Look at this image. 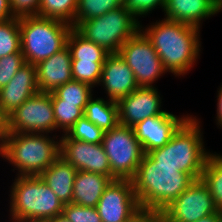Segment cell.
<instances>
[{"label": "cell", "instance_id": "cell-1", "mask_svg": "<svg viewBox=\"0 0 222 222\" xmlns=\"http://www.w3.org/2000/svg\"><path fill=\"white\" fill-rule=\"evenodd\" d=\"M140 30L151 41L164 68L173 75L184 76L194 67L201 51L200 28L162 19Z\"/></svg>", "mask_w": 222, "mask_h": 222}, {"label": "cell", "instance_id": "cell-2", "mask_svg": "<svg viewBox=\"0 0 222 222\" xmlns=\"http://www.w3.org/2000/svg\"><path fill=\"white\" fill-rule=\"evenodd\" d=\"M131 181L140 209L148 213H161L194 182L176 166L157 165L148 154Z\"/></svg>", "mask_w": 222, "mask_h": 222}, {"label": "cell", "instance_id": "cell-3", "mask_svg": "<svg viewBox=\"0 0 222 222\" xmlns=\"http://www.w3.org/2000/svg\"><path fill=\"white\" fill-rule=\"evenodd\" d=\"M200 122L196 116H191L166 145L147 154L157 165L176 166L194 181L199 180L206 160L212 154L204 148Z\"/></svg>", "mask_w": 222, "mask_h": 222}, {"label": "cell", "instance_id": "cell-4", "mask_svg": "<svg viewBox=\"0 0 222 222\" xmlns=\"http://www.w3.org/2000/svg\"><path fill=\"white\" fill-rule=\"evenodd\" d=\"M48 135L9 133L0 155L18 170L16 176H39L60 157V138Z\"/></svg>", "mask_w": 222, "mask_h": 222}, {"label": "cell", "instance_id": "cell-5", "mask_svg": "<svg viewBox=\"0 0 222 222\" xmlns=\"http://www.w3.org/2000/svg\"><path fill=\"white\" fill-rule=\"evenodd\" d=\"M10 220L45 222L62 214L64 204L40 176H17L10 189Z\"/></svg>", "mask_w": 222, "mask_h": 222}, {"label": "cell", "instance_id": "cell-6", "mask_svg": "<svg viewBox=\"0 0 222 222\" xmlns=\"http://www.w3.org/2000/svg\"><path fill=\"white\" fill-rule=\"evenodd\" d=\"M72 25L40 16L19 18L21 52L25 62L36 65L67 46Z\"/></svg>", "mask_w": 222, "mask_h": 222}, {"label": "cell", "instance_id": "cell-7", "mask_svg": "<svg viewBox=\"0 0 222 222\" xmlns=\"http://www.w3.org/2000/svg\"><path fill=\"white\" fill-rule=\"evenodd\" d=\"M140 22L124 6L100 17L81 21L75 29L87 40L118 53L124 43L140 30Z\"/></svg>", "mask_w": 222, "mask_h": 222}, {"label": "cell", "instance_id": "cell-8", "mask_svg": "<svg viewBox=\"0 0 222 222\" xmlns=\"http://www.w3.org/2000/svg\"><path fill=\"white\" fill-rule=\"evenodd\" d=\"M102 145L109 160L111 174L116 179L131 180L144 155L133 127L118 123L113 129L104 132Z\"/></svg>", "mask_w": 222, "mask_h": 222}, {"label": "cell", "instance_id": "cell-9", "mask_svg": "<svg viewBox=\"0 0 222 222\" xmlns=\"http://www.w3.org/2000/svg\"><path fill=\"white\" fill-rule=\"evenodd\" d=\"M118 53L133 71L139 87H153L152 84L168 72L151 41L141 30L124 43Z\"/></svg>", "mask_w": 222, "mask_h": 222}, {"label": "cell", "instance_id": "cell-10", "mask_svg": "<svg viewBox=\"0 0 222 222\" xmlns=\"http://www.w3.org/2000/svg\"><path fill=\"white\" fill-rule=\"evenodd\" d=\"M9 133L56 131L51 93H37L8 115Z\"/></svg>", "mask_w": 222, "mask_h": 222}, {"label": "cell", "instance_id": "cell-11", "mask_svg": "<svg viewBox=\"0 0 222 222\" xmlns=\"http://www.w3.org/2000/svg\"><path fill=\"white\" fill-rule=\"evenodd\" d=\"M96 209L102 222H134L143 213L128 179L112 180Z\"/></svg>", "mask_w": 222, "mask_h": 222}, {"label": "cell", "instance_id": "cell-12", "mask_svg": "<svg viewBox=\"0 0 222 222\" xmlns=\"http://www.w3.org/2000/svg\"><path fill=\"white\" fill-rule=\"evenodd\" d=\"M208 187L201 179L195 180L178 196L161 215L165 222H196L211 214L218 213Z\"/></svg>", "mask_w": 222, "mask_h": 222}, {"label": "cell", "instance_id": "cell-13", "mask_svg": "<svg viewBox=\"0 0 222 222\" xmlns=\"http://www.w3.org/2000/svg\"><path fill=\"white\" fill-rule=\"evenodd\" d=\"M60 156L77 171L106 175L112 180L108 157L102 143L92 144L71 139L67 134L60 137Z\"/></svg>", "mask_w": 222, "mask_h": 222}, {"label": "cell", "instance_id": "cell-14", "mask_svg": "<svg viewBox=\"0 0 222 222\" xmlns=\"http://www.w3.org/2000/svg\"><path fill=\"white\" fill-rule=\"evenodd\" d=\"M158 89L153 87H138L126 97L117 102L118 121L120 124L134 127L146 118L163 114L162 99Z\"/></svg>", "mask_w": 222, "mask_h": 222}, {"label": "cell", "instance_id": "cell-15", "mask_svg": "<svg viewBox=\"0 0 222 222\" xmlns=\"http://www.w3.org/2000/svg\"><path fill=\"white\" fill-rule=\"evenodd\" d=\"M191 116L187 114L186 116L178 117L172 112L165 111L161 115L149 117L138 122L133 129L144 154L166 145Z\"/></svg>", "mask_w": 222, "mask_h": 222}, {"label": "cell", "instance_id": "cell-16", "mask_svg": "<svg viewBox=\"0 0 222 222\" xmlns=\"http://www.w3.org/2000/svg\"><path fill=\"white\" fill-rule=\"evenodd\" d=\"M99 85L105 89L108 100L118 102L139 86L133 71L119 53H110L102 67Z\"/></svg>", "mask_w": 222, "mask_h": 222}, {"label": "cell", "instance_id": "cell-17", "mask_svg": "<svg viewBox=\"0 0 222 222\" xmlns=\"http://www.w3.org/2000/svg\"><path fill=\"white\" fill-rule=\"evenodd\" d=\"M39 93L35 65L25 63L0 89V108L8 116L27 99Z\"/></svg>", "mask_w": 222, "mask_h": 222}, {"label": "cell", "instance_id": "cell-18", "mask_svg": "<svg viewBox=\"0 0 222 222\" xmlns=\"http://www.w3.org/2000/svg\"><path fill=\"white\" fill-rule=\"evenodd\" d=\"M165 19L201 28L204 19L222 11V0H166Z\"/></svg>", "mask_w": 222, "mask_h": 222}, {"label": "cell", "instance_id": "cell-19", "mask_svg": "<svg viewBox=\"0 0 222 222\" xmlns=\"http://www.w3.org/2000/svg\"><path fill=\"white\" fill-rule=\"evenodd\" d=\"M40 93L54 92L59 86L73 80L72 58L66 46L35 65Z\"/></svg>", "mask_w": 222, "mask_h": 222}, {"label": "cell", "instance_id": "cell-20", "mask_svg": "<svg viewBox=\"0 0 222 222\" xmlns=\"http://www.w3.org/2000/svg\"><path fill=\"white\" fill-rule=\"evenodd\" d=\"M77 170L61 156L39 176L63 204L73 198L74 178Z\"/></svg>", "mask_w": 222, "mask_h": 222}, {"label": "cell", "instance_id": "cell-21", "mask_svg": "<svg viewBox=\"0 0 222 222\" xmlns=\"http://www.w3.org/2000/svg\"><path fill=\"white\" fill-rule=\"evenodd\" d=\"M112 179L93 172L77 171L74 178L72 203L96 207Z\"/></svg>", "mask_w": 222, "mask_h": 222}, {"label": "cell", "instance_id": "cell-22", "mask_svg": "<svg viewBox=\"0 0 222 222\" xmlns=\"http://www.w3.org/2000/svg\"><path fill=\"white\" fill-rule=\"evenodd\" d=\"M106 100L92 97L84 110V116L104 132L119 123L117 102Z\"/></svg>", "mask_w": 222, "mask_h": 222}, {"label": "cell", "instance_id": "cell-23", "mask_svg": "<svg viewBox=\"0 0 222 222\" xmlns=\"http://www.w3.org/2000/svg\"><path fill=\"white\" fill-rule=\"evenodd\" d=\"M67 47L72 61L105 62L110 54L102 46L87 40L75 28H72L68 36Z\"/></svg>", "mask_w": 222, "mask_h": 222}, {"label": "cell", "instance_id": "cell-24", "mask_svg": "<svg viewBox=\"0 0 222 222\" xmlns=\"http://www.w3.org/2000/svg\"><path fill=\"white\" fill-rule=\"evenodd\" d=\"M208 187L216 207L222 212V155L212 153L206 160L201 178Z\"/></svg>", "mask_w": 222, "mask_h": 222}, {"label": "cell", "instance_id": "cell-25", "mask_svg": "<svg viewBox=\"0 0 222 222\" xmlns=\"http://www.w3.org/2000/svg\"><path fill=\"white\" fill-rule=\"evenodd\" d=\"M123 2L124 0H77L75 21L71 25L75 28L81 21L100 17L123 6Z\"/></svg>", "mask_w": 222, "mask_h": 222}, {"label": "cell", "instance_id": "cell-26", "mask_svg": "<svg viewBox=\"0 0 222 222\" xmlns=\"http://www.w3.org/2000/svg\"><path fill=\"white\" fill-rule=\"evenodd\" d=\"M92 88L89 84L72 80L59 86L53 93L62 103L75 104L84 111L86 104L93 97Z\"/></svg>", "mask_w": 222, "mask_h": 222}, {"label": "cell", "instance_id": "cell-27", "mask_svg": "<svg viewBox=\"0 0 222 222\" xmlns=\"http://www.w3.org/2000/svg\"><path fill=\"white\" fill-rule=\"evenodd\" d=\"M76 9L77 0H40L39 16L72 24L75 21Z\"/></svg>", "mask_w": 222, "mask_h": 222}, {"label": "cell", "instance_id": "cell-28", "mask_svg": "<svg viewBox=\"0 0 222 222\" xmlns=\"http://www.w3.org/2000/svg\"><path fill=\"white\" fill-rule=\"evenodd\" d=\"M53 112L56 120V131L62 130L63 134L72 128L74 123L84 116V111L75 104L62 103L53 92H51Z\"/></svg>", "mask_w": 222, "mask_h": 222}, {"label": "cell", "instance_id": "cell-29", "mask_svg": "<svg viewBox=\"0 0 222 222\" xmlns=\"http://www.w3.org/2000/svg\"><path fill=\"white\" fill-rule=\"evenodd\" d=\"M21 50L19 18L0 22V58Z\"/></svg>", "mask_w": 222, "mask_h": 222}, {"label": "cell", "instance_id": "cell-30", "mask_svg": "<svg viewBox=\"0 0 222 222\" xmlns=\"http://www.w3.org/2000/svg\"><path fill=\"white\" fill-rule=\"evenodd\" d=\"M103 65L104 62L72 61L73 80L95 88L100 83Z\"/></svg>", "mask_w": 222, "mask_h": 222}, {"label": "cell", "instance_id": "cell-31", "mask_svg": "<svg viewBox=\"0 0 222 222\" xmlns=\"http://www.w3.org/2000/svg\"><path fill=\"white\" fill-rule=\"evenodd\" d=\"M67 135L74 140L100 144L103 140L104 131L83 116L74 123Z\"/></svg>", "mask_w": 222, "mask_h": 222}, {"label": "cell", "instance_id": "cell-32", "mask_svg": "<svg viewBox=\"0 0 222 222\" xmlns=\"http://www.w3.org/2000/svg\"><path fill=\"white\" fill-rule=\"evenodd\" d=\"M62 215L70 222H102L96 207L75 203L64 204Z\"/></svg>", "mask_w": 222, "mask_h": 222}, {"label": "cell", "instance_id": "cell-33", "mask_svg": "<svg viewBox=\"0 0 222 222\" xmlns=\"http://www.w3.org/2000/svg\"><path fill=\"white\" fill-rule=\"evenodd\" d=\"M25 63L21 50L0 58V89L9 83Z\"/></svg>", "mask_w": 222, "mask_h": 222}, {"label": "cell", "instance_id": "cell-34", "mask_svg": "<svg viewBox=\"0 0 222 222\" xmlns=\"http://www.w3.org/2000/svg\"><path fill=\"white\" fill-rule=\"evenodd\" d=\"M166 0H124L123 6L138 20L140 17L147 16L154 9L164 10ZM159 6V7H158Z\"/></svg>", "mask_w": 222, "mask_h": 222}, {"label": "cell", "instance_id": "cell-35", "mask_svg": "<svg viewBox=\"0 0 222 222\" xmlns=\"http://www.w3.org/2000/svg\"><path fill=\"white\" fill-rule=\"evenodd\" d=\"M13 16H39L40 0H9Z\"/></svg>", "mask_w": 222, "mask_h": 222}, {"label": "cell", "instance_id": "cell-36", "mask_svg": "<svg viewBox=\"0 0 222 222\" xmlns=\"http://www.w3.org/2000/svg\"><path fill=\"white\" fill-rule=\"evenodd\" d=\"M9 135L8 116L0 108V150Z\"/></svg>", "mask_w": 222, "mask_h": 222}, {"label": "cell", "instance_id": "cell-37", "mask_svg": "<svg viewBox=\"0 0 222 222\" xmlns=\"http://www.w3.org/2000/svg\"><path fill=\"white\" fill-rule=\"evenodd\" d=\"M134 222H165L161 213L143 212Z\"/></svg>", "mask_w": 222, "mask_h": 222}, {"label": "cell", "instance_id": "cell-38", "mask_svg": "<svg viewBox=\"0 0 222 222\" xmlns=\"http://www.w3.org/2000/svg\"><path fill=\"white\" fill-rule=\"evenodd\" d=\"M9 0H0V22L13 18Z\"/></svg>", "mask_w": 222, "mask_h": 222}, {"label": "cell", "instance_id": "cell-39", "mask_svg": "<svg viewBox=\"0 0 222 222\" xmlns=\"http://www.w3.org/2000/svg\"><path fill=\"white\" fill-rule=\"evenodd\" d=\"M217 110H216V124L219 128H222V85H220L218 95H217Z\"/></svg>", "mask_w": 222, "mask_h": 222}, {"label": "cell", "instance_id": "cell-40", "mask_svg": "<svg viewBox=\"0 0 222 222\" xmlns=\"http://www.w3.org/2000/svg\"><path fill=\"white\" fill-rule=\"evenodd\" d=\"M196 222H222V212L219 211L216 214H211L206 217H203Z\"/></svg>", "mask_w": 222, "mask_h": 222}, {"label": "cell", "instance_id": "cell-41", "mask_svg": "<svg viewBox=\"0 0 222 222\" xmlns=\"http://www.w3.org/2000/svg\"><path fill=\"white\" fill-rule=\"evenodd\" d=\"M45 222H70L67 218H65L62 214L55 216Z\"/></svg>", "mask_w": 222, "mask_h": 222}, {"label": "cell", "instance_id": "cell-42", "mask_svg": "<svg viewBox=\"0 0 222 222\" xmlns=\"http://www.w3.org/2000/svg\"><path fill=\"white\" fill-rule=\"evenodd\" d=\"M12 222H41V221L12 220Z\"/></svg>", "mask_w": 222, "mask_h": 222}]
</instances>
